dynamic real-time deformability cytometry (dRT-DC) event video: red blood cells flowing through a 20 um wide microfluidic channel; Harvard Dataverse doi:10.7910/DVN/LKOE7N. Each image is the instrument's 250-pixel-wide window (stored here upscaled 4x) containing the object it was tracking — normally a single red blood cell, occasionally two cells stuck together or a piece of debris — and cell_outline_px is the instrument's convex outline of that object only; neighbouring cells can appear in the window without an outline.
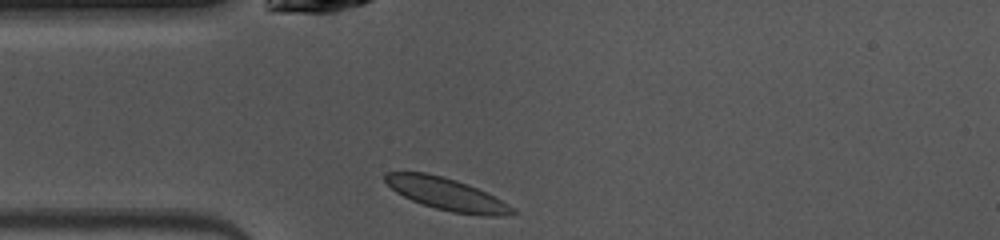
{"species": "common noctule bat (a hibernating species)", "species_latin": "Nyctalus noctula", "temperature_condition": "warm", "stored_images_in_passage": 38, "camera_frame_rate_fps": 3000, "um_per_image_px": 0.085, "animal": {"sex": "female", "body_mass_g": 10.0, "forearm_length_mm": 53.1}, "frame": {"image": 1, "passage_image": 1, "time_ms": 0.0, "image_size_px": [1000, 240], "cell_outline_px": [[516, 212], [500, 216], [480, 216], [452, 212], [436, 208], [412, 200], [396, 192], [384, 180], [384, 172], [428, 172], [444, 176], [468, 184], [516, 208]], "centroid_in_image_um": [37.95, 16.49], "position_along_channel_um": 47.0, "area_um2": 23.7}}
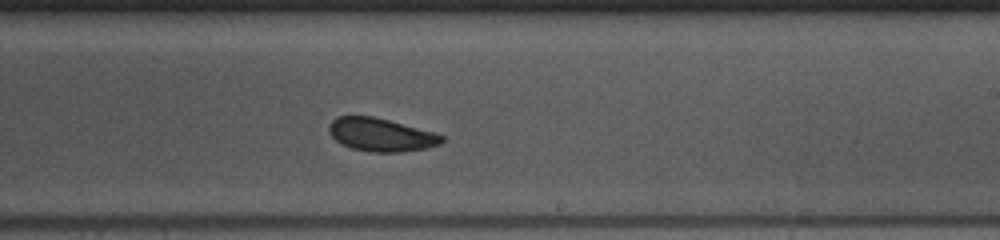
{"frame": {"image": 2, "passage_image": 17, "time_ms": 5.333, "image_size_px": [1000, 240], "cell_outline_px": [[444, 140], [440, 144], [428, 148], [400, 152], [372, 152], [352, 148], [336, 140], [328, 132], [328, 124], [336, 116], [372, 116], [436, 132], [444, 136]], "centroid_in_image_um": [32.4, 11.45], "position_along_channel_um": 256.6, "area_um2": 21.85}}
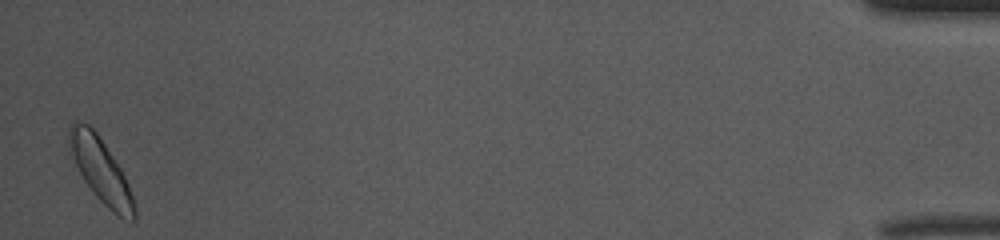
{"frame": {"image": 3, "passage_image": 37, "time_ms": 12.0, "image_size_px": [1000, 240], "cell_outline_px": [[136, 220], [124, 220], [116, 216], [96, 196], [84, 180], [68, 156], [68, 124], [72, 120], [76, 120], [88, 124], [96, 132], [120, 168], [128, 184], [136, 204]], "centroid_in_image_um": [8.51, 14.47], "position_along_channel_um": 426.7, "area_um2": 24.8}}